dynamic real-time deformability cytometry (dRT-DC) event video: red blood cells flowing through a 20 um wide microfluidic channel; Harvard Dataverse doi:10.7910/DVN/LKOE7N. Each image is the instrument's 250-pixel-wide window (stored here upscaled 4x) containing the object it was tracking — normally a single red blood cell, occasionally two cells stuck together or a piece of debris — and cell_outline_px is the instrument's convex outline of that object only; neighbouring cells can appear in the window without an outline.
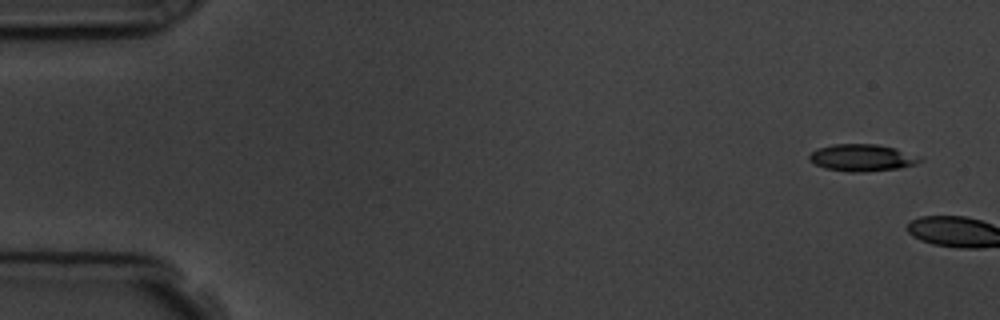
{"species": "common noctule bat (a hibernating species)", "species_latin": "Nyctalus noctula", "temperature_condition": "room temperature", "stored_images_in_passage": 2, "camera_frame_rate_fps": 3000, "um_per_image_px": 0.085, "animal": {"sex": "male", "body_mass_g": 19.5, "forearm_length_mm": 54.6}, "frame": {"image": 1, "passage_image": 1, "time_ms": 0.0, "image_size_px": [1000, 320], "cell_outline_px": [[924, 160], [916, 164], [900, 168], [864, 172], [848, 172], [824, 168], [808, 160], [808, 156], [816, 148], [832, 144], [876, 144], [896, 148], [920, 156]], "centroid_in_image_um": [73.28, 13.4], "position_along_channel_um": 11.7, "area_um2": 17.63}}